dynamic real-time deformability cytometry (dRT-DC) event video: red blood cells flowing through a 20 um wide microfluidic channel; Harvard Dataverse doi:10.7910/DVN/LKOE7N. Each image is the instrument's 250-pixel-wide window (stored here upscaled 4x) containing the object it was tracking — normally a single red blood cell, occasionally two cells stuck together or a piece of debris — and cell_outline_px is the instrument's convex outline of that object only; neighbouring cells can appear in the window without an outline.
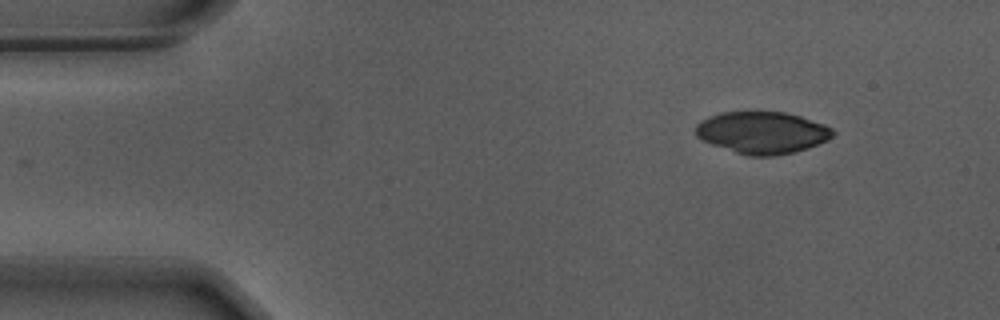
{"species": "Egyptian fruit bat (a non-hibernating species)", "species_latin": "Rousettus aegyptiacus", "temperature_condition": "warm", "stored_images_in_passage": 10, "camera_frame_rate_fps": 3000, "um_per_image_px": 0.085, "animal": {"sex": "male"}, "frame": {"image": 1, "passage_image": 1, "time_ms": 0.0, "image_size_px": [1000, 320], "cell_outline_px": [[836, 132], [828, 140], [808, 148], [776, 156], [748, 156], [700, 140], [696, 136], [696, 124], [700, 120], [708, 116], [720, 112], [784, 112], [800, 116], [824, 124], [832, 128]], "centroid_in_image_um": [64.78, 11.27], "position_along_channel_um": 20.2, "area_um2": 33.64}}